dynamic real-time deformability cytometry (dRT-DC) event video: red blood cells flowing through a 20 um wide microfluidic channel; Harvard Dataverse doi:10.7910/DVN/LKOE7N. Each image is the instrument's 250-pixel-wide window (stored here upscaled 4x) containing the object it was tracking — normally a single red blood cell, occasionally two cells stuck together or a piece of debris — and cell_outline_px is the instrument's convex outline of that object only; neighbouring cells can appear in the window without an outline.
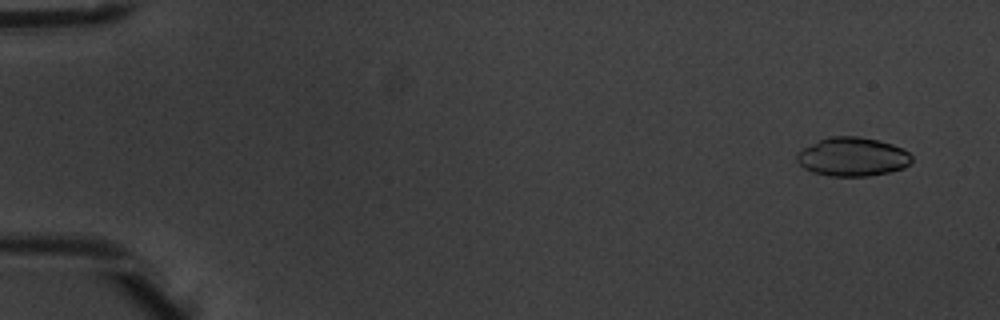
{"species": "common noctule bat (a hibernating species)", "species_latin": "Nyctalus noctula", "temperature_condition": "warm", "stored_images_in_passage": 6, "camera_frame_rate_fps": 3000, "um_per_image_px": 0.085, "animal": {"sex": "male", "body_mass_g": 20.1, "forearm_length_mm": 53.5}, "frame": {"image": 1, "passage_image": 2, "time_ms": 0.333, "image_size_px": [1000, 320], "cell_outline_px": [[912, 160], [904, 168], [888, 172], [868, 176], [828, 176], [812, 172], [804, 168], [796, 160], [796, 156], [804, 148], [828, 136], [856, 136], [880, 140], [892, 144], [908, 152], [912, 156]], "centroid_in_image_um": [72.47, 13.33], "position_along_channel_um": 12.5, "area_um2": 25.84}}